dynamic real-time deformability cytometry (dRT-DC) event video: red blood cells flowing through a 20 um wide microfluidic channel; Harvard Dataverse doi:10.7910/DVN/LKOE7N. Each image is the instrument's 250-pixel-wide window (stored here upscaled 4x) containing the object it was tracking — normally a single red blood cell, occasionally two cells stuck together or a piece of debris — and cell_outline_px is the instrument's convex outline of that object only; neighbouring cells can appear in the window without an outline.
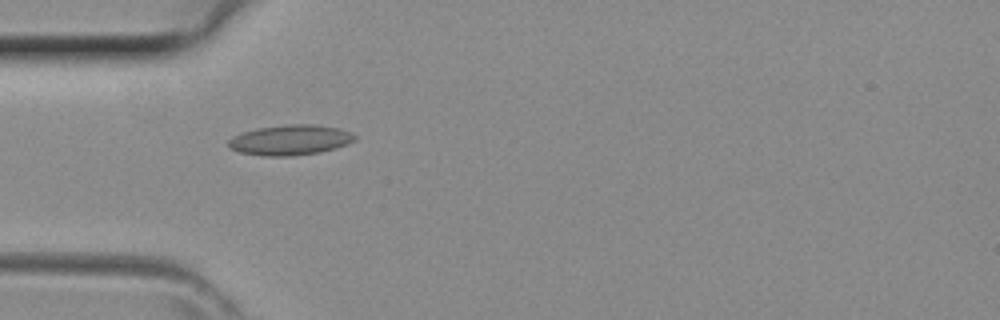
{"species": "common noctule bat (a hibernating species)", "species_latin": "Nyctalus noctula", "temperature_condition": "room temperature", "stored_images_in_passage": 30, "camera_frame_rate_fps": 3000, "um_per_image_px": 0.085, "animal": {"sex": "female", "body_mass_g": 29.2, "forearm_length_mm": 56.3}, "frame": {"image": 1, "passage_image": 1, "time_ms": 0.0, "image_size_px": [1000, 320], "cell_outline_px": [[356, 140], [348, 144], [336, 148], [320, 152], [292, 156], [260, 156], [240, 152], [228, 148], [228, 140], [244, 132], [256, 128], [292, 124], [316, 124], [336, 128], [352, 132], [356, 136]], "centroid_in_image_um": [24.69, 11.91], "position_along_channel_um": 60.3, "area_um2": 22.31}}
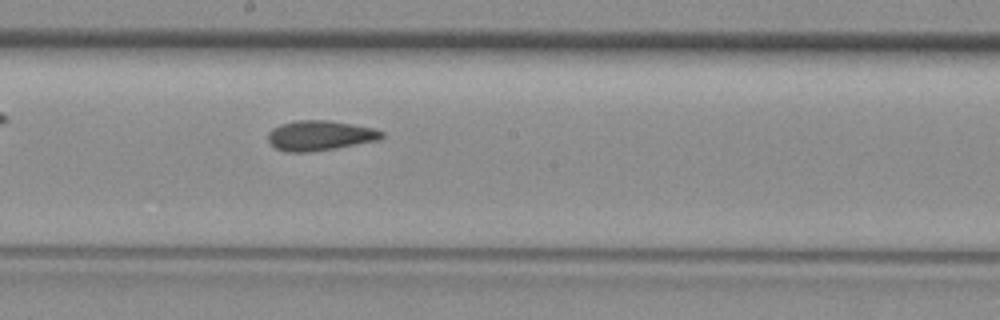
{"frame": {"image": 2, "passage_image": 11, "time_ms": 3.333, "image_size_px": [1000, 320], "cell_outline_px": [[384, 136], [380, 140], [308, 152], [288, 152], [276, 148], [268, 140], [268, 132], [272, 128], [280, 124], [296, 120], [328, 120], [352, 124], [372, 128], [384, 132]], "centroid_in_image_um": [27.18, 11.51], "position_along_channel_um": 221.0, "area_um2": 19.71}}
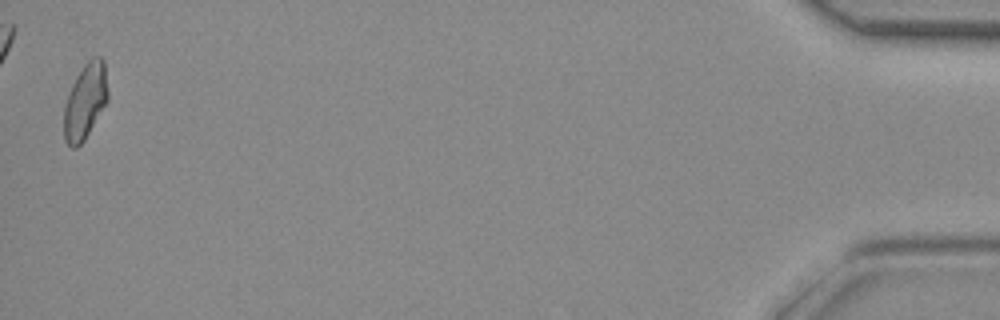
{"frame": {"image": 3, "passage_image": 30, "time_ms": 9.667, "image_size_px": [1000, 320], "cell_outline_px": [[108, 100], [84, 140], [76, 148], [72, 148], [64, 140], [64, 104], [72, 84], [76, 76], [84, 64], [92, 56], [100, 56], [104, 60], [108, 92]], "centroid_in_image_um": [7.24, 8.59], "position_along_channel_um": 428.0, "area_um2": 19.36}}